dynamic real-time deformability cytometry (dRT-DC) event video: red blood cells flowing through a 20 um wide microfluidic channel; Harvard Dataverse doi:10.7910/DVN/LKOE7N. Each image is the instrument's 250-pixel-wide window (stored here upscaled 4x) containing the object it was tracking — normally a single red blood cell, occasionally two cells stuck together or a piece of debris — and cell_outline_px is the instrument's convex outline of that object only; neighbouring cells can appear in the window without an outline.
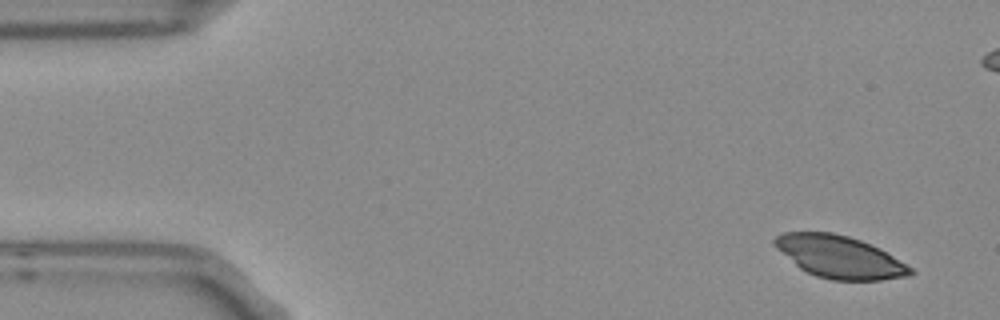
{"species": "Egyptian fruit bat (a non-hibernating species)", "species_latin": "Rousettus aegyptiacus", "temperature_condition": "room temperature", "stored_images_in_passage": 5, "camera_frame_rate_fps": 3000, "um_per_image_px": 0.085, "frame": {"image": 1, "passage_image": 1, "time_ms": 0.0, "image_size_px": [1000, 320], "cell_outline_px": [[916, 272], [908, 276], [880, 280], [832, 280], [816, 276], [800, 268], [776, 248], [772, 244], [772, 240], [776, 236], [784, 232], [832, 232], [848, 236], [860, 240], [880, 248], [912, 268]], "centroid_in_image_um": [71.36, 21.83], "position_along_channel_um": 13.6, "area_um2": 33.35}}